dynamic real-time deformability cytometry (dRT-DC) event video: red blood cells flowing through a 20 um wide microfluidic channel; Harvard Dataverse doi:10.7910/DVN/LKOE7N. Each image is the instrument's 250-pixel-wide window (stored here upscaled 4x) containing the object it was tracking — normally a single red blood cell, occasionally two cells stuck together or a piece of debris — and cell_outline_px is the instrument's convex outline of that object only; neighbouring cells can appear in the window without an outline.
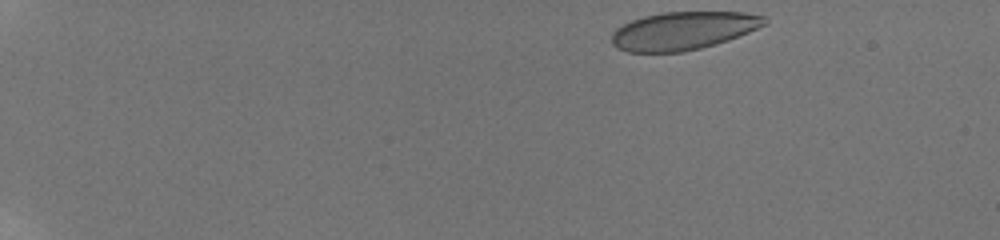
{"species": "human", "species_latin": "Homo sapiens", "temperature_condition": "room temperature", "stored_images_in_passage": 57, "camera_frame_rate_fps": 3000, "um_per_image_px": 0.085, "donor": {"sex": "male"}, "frame": {"image": 1, "passage_image": 1, "time_ms": 0.0, "image_size_px": [1000, 240], "cell_outline_px": [[768, 24], [728, 40], [700, 48], [684, 52], [628, 52], [616, 48], [612, 44], [612, 32], [616, 28], [632, 20], [644, 16], [664, 12], [744, 12], [768, 16]], "centroid_in_image_um": [58.1, 2.61], "position_along_channel_um": 26.9, "area_um2": 34.04}}
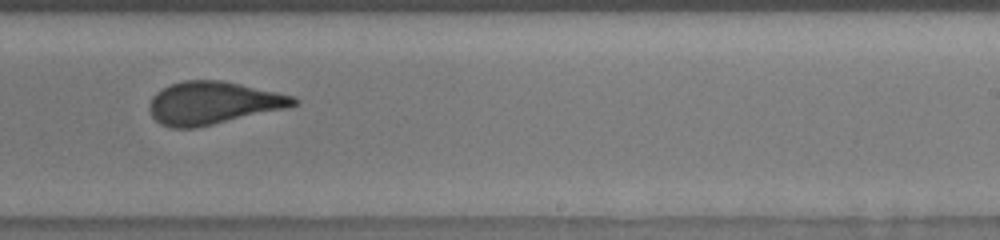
{"frame": {"image": 2, "passage_image": 43, "time_ms": 10.0, "image_size_px": [1000, 240], "cell_outline_px": [[300, 100], [296, 104], [288, 108], [196, 128], [172, 128], [160, 124], [152, 116], [148, 108], [148, 104], [152, 96], [156, 92], [172, 84], [184, 80], [220, 80], [240, 84], [296, 96]], "centroid_in_image_um": [18.11, 8.76], "position_along_channel_um": 270.9, "area_um2": 36.01}}
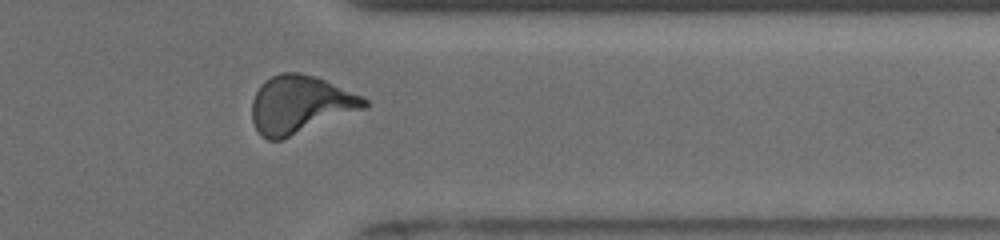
{"frame": {"image": 3, "passage_image": 51, "time_ms": 13.0, "image_size_px": [1000, 240], "cell_outline_px": [[368, 108], [280, 140], [268, 140], [260, 136], [252, 120], [252, 100], [260, 84], [264, 80], [280, 72], [300, 72], [316, 76], [360, 96], [368, 100]], "centroid_in_image_um": [25.49, 8.88], "position_along_channel_um": 385.9, "area_um2": 37.92}, "authors_computed_cell_mechanics": {"area_um2": 36.0672, "velocity_mm_per_s": 3.8584, "shape_relaxation_time_tau1_ms": 8.1793, "shape_relaxation_time_tau2_ms": 0.5418, "deformation_change_tau1": 0.1899, "deformation_change_tau2": 0.075}}